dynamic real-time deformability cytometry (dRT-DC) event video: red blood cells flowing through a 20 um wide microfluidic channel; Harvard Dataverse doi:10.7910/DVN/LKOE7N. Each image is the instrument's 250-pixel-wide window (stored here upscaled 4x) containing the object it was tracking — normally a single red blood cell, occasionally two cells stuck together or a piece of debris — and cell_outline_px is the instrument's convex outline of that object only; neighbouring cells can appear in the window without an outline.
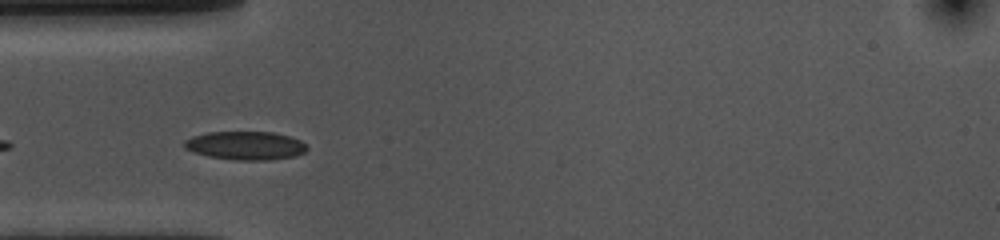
{"species": "common noctule bat (a hibernating species)", "species_latin": "Nyctalus noctula", "temperature_condition": "cold", "stored_images_in_passage": 6, "camera_frame_rate_fps": 3000, "um_per_image_px": 0.085, "animal": {"sex": "female", "body_mass_g": 10.0, "forearm_length_mm": 53.1}, "frame": {"image": 1, "passage_image": 3, "time_ms": 0.667, "image_size_px": [1000, 240], "cell_outline_px": [[308, 148], [304, 152], [296, 156], [268, 160], [232, 160], [208, 156], [192, 152], [184, 148], [184, 140], [192, 136], [208, 132], [272, 132], [288, 136], [300, 140]], "centroid_in_image_um": [20.83, 12.38], "position_along_channel_um": 64.2, "area_um2": 20.4}}